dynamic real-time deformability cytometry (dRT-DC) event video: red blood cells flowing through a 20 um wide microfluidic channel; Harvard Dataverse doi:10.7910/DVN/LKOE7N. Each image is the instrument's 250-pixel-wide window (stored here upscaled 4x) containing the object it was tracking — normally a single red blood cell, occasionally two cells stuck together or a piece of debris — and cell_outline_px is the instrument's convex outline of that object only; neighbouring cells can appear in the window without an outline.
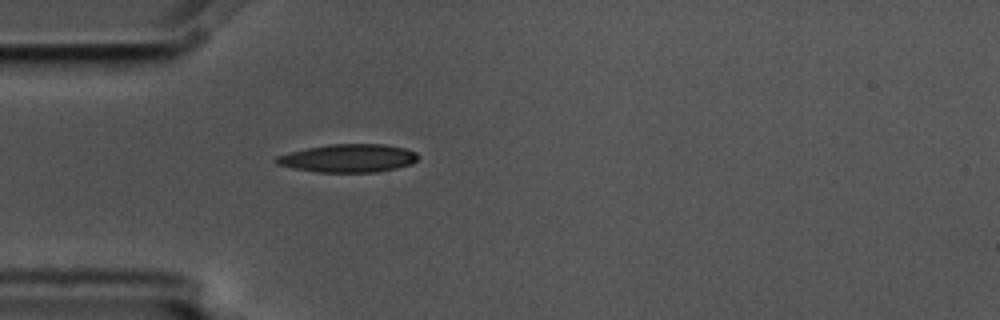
{"species": "common noctule bat (a hibernating species)", "species_latin": "Nyctalus noctula", "temperature_condition": "cold", "stored_images_in_passage": 2, "camera_frame_rate_fps": 3000, "um_per_image_px": 0.085, "animal": {"sex": "male", "body_mass_g": 17.5, "forearm_length_mm": 52.3}, "frame": {"image": 1, "passage_image": 2, "time_ms": 0.333, "image_size_px": [1000, 320], "cell_outline_px": [[420, 156], [412, 164], [396, 168], [376, 172], [316, 172], [292, 168], [276, 164], [272, 160], [276, 156], [288, 152], [308, 148], [332, 144], [384, 144], [404, 148], [416, 152]], "centroid_in_image_um": [29.58, 13.45], "position_along_channel_um": 55.4, "area_um2": 23.35}}